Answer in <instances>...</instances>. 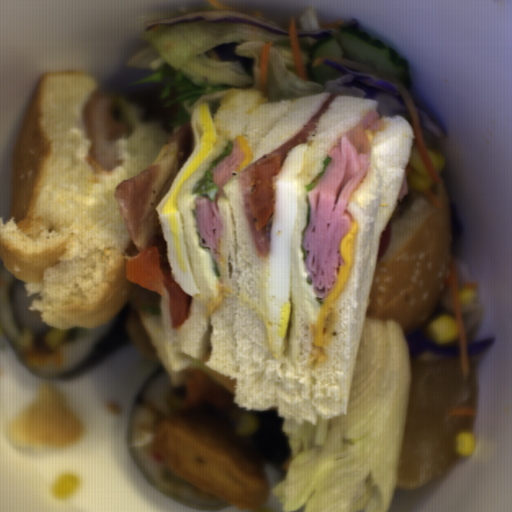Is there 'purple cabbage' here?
Listing matches in <instances>:
<instances>
[{
  "mask_svg": "<svg viewBox=\"0 0 512 512\" xmlns=\"http://www.w3.org/2000/svg\"><path fill=\"white\" fill-rule=\"evenodd\" d=\"M323 66L337 71L334 77L325 81V93L374 99L378 101L376 111L380 118L401 116L411 125V118L398 87L368 73L349 70L328 58Z\"/></svg>",
  "mask_w": 512,
  "mask_h": 512,
  "instance_id": "purple-cabbage-1",
  "label": "purple cabbage"
},
{
  "mask_svg": "<svg viewBox=\"0 0 512 512\" xmlns=\"http://www.w3.org/2000/svg\"><path fill=\"white\" fill-rule=\"evenodd\" d=\"M188 21L249 23L271 33L290 34L289 28L233 9H200L163 19H149L142 27L147 31Z\"/></svg>",
  "mask_w": 512,
  "mask_h": 512,
  "instance_id": "purple-cabbage-2",
  "label": "purple cabbage"
},
{
  "mask_svg": "<svg viewBox=\"0 0 512 512\" xmlns=\"http://www.w3.org/2000/svg\"><path fill=\"white\" fill-rule=\"evenodd\" d=\"M406 339L413 358L429 353L444 357L461 356L459 343L452 340L443 344L432 341L429 338L428 329L420 325L409 334L406 333Z\"/></svg>",
  "mask_w": 512,
  "mask_h": 512,
  "instance_id": "purple-cabbage-3",
  "label": "purple cabbage"
},
{
  "mask_svg": "<svg viewBox=\"0 0 512 512\" xmlns=\"http://www.w3.org/2000/svg\"><path fill=\"white\" fill-rule=\"evenodd\" d=\"M415 107L418 114L420 125L429 129L439 137H443L446 132L443 125L418 106L415 105Z\"/></svg>",
  "mask_w": 512,
  "mask_h": 512,
  "instance_id": "purple-cabbage-4",
  "label": "purple cabbage"
},
{
  "mask_svg": "<svg viewBox=\"0 0 512 512\" xmlns=\"http://www.w3.org/2000/svg\"><path fill=\"white\" fill-rule=\"evenodd\" d=\"M494 337H490L486 340L465 344L467 356L471 354H481L487 350L494 341Z\"/></svg>",
  "mask_w": 512,
  "mask_h": 512,
  "instance_id": "purple-cabbage-5",
  "label": "purple cabbage"
},
{
  "mask_svg": "<svg viewBox=\"0 0 512 512\" xmlns=\"http://www.w3.org/2000/svg\"><path fill=\"white\" fill-rule=\"evenodd\" d=\"M297 37H310L314 39H324L329 34H331L329 29H320V30H297Z\"/></svg>",
  "mask_w": 512,
  "mask_h": 512,
  "instance_id": "purple-cabbage-6",
  "label": "purple cabbage"
}]
</instances>
